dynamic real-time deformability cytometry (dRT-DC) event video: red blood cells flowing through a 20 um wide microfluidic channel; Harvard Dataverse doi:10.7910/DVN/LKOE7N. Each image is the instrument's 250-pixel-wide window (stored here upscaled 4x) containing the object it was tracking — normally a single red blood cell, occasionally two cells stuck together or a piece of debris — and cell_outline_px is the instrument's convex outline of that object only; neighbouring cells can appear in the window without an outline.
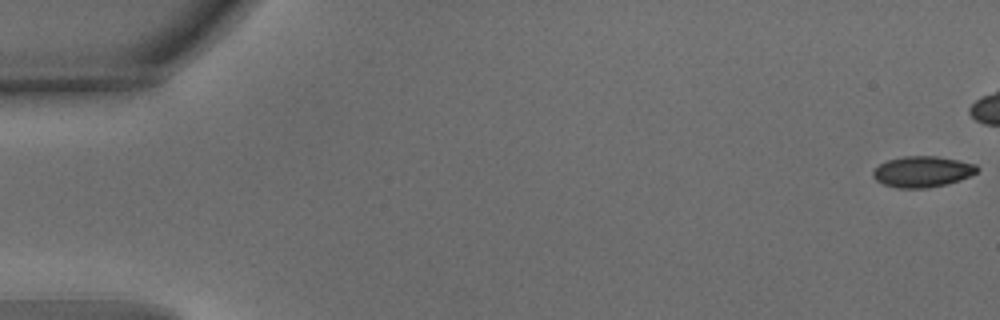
{"species": "common noctule bat (a hibernating species)", "species_latin": "Nyctalus noctula", "temperature_condition": "warm", "stored_images_in_passage": 45, "camera_frame_rate_fps": 3000, "um_per_image_px": 0.085, "animal": {"sex": "male", "body_mass_g": 15.6}, "frame": {"image": 1, "passage_image": 1, "time_ms": 0.0, "image_size_px": [1000, 320], "cell_outline_px": [[980, 168], [976, 172], [960, 180], [948, 184], [928, 188], [896, 188], [884, 184], [876, 180], [872, 176], [872, 172], [880, 164], [888, 160], [904, 156], [936, 156], [976, 164]], "centroid_in_image_um": [78.4, 14.6], "position_along_channel_um": 6.6, "area_um2": 18.73}}
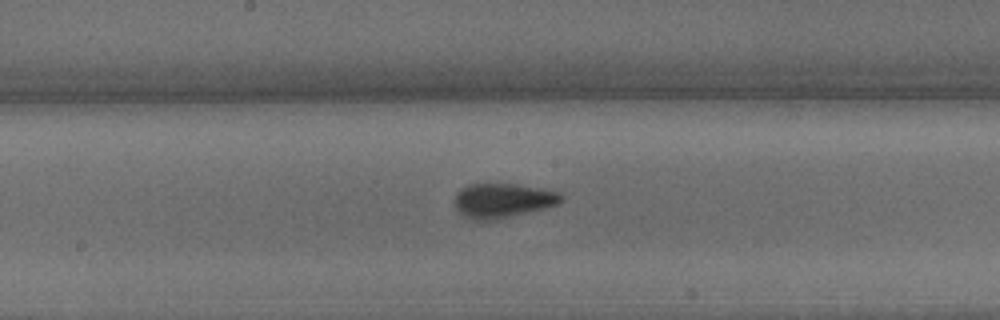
{"frame": {"image": 2, "passage_image": 29, "time_ms": 9.333, "image_size_px": [1000, 320], "cell_outline_px": [[564, 196], [556, 204], [544, 208], [528, 212], [492, 220], [472, 220], [464, 216], [456, 208], [456, 192], [460, 188], [468, 184], [516, 184], [556, 192]], "centroid_in_image_um": [42.67, 17.04], "position_along_channel_um": 205.5, "area_um2": 20.92}}
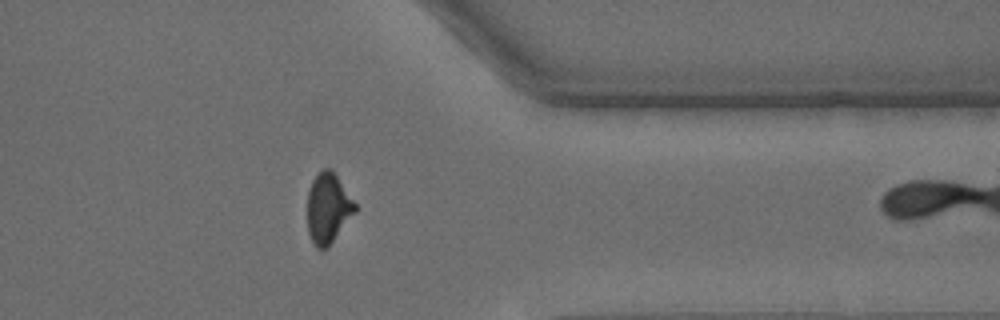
{"frame": {"image": 3, "passage_image": 44, "time_ms": 14.333, "image_size_px": [1000, 320], "cell_outline_px": [[356, 212], [328, 248], [316, 248], [308, 232], [308, 192], [312, 180], [324, 168], [332, 168], [356, 204]], "centroid_in_image_um": [27.9, 17.7], "position_along_channel_um": 383.5, "area_um2": 19.48}}